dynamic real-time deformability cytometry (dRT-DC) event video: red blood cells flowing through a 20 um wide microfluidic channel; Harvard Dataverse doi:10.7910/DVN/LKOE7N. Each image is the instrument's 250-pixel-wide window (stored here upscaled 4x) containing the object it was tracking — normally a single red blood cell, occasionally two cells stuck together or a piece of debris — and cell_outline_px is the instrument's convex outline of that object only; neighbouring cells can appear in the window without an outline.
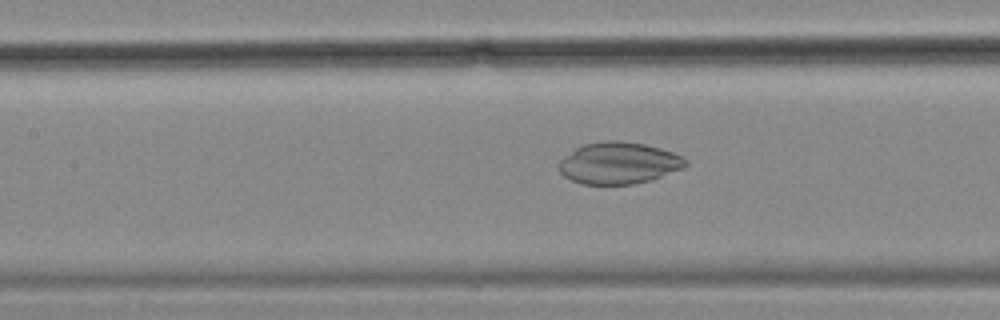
{"species": "common noctule bat (a hibernating species)", "species_latin": "Nyctalus noctula", "temperature_condition": "cold", "stored_images_in_passage": 57, "camera_frame_rate_fps": 3000, "um_per_image_px": 0.085, "animal": {"sex": "female", "body_mass_g": 18.4}, "frame": {"image": 1, "passage_image": 25, "time_ms": 8.0, "image_size_px": [1000, 320], "cell_outline_px": [[688, 164], [684, 168], [652, 180], [632, 184], [580, 184], [564, 176], [560, 172], [556, 164], [564, 156], [576, 148], [584, 144], [604, 140], [620, 140], [644, 144], [660, 148], [684, 156], [688, 160]], "centroid_in_image_um": [52.6, 13.86], "position_along_channel_um": 154.8, "area_um2": 31.15}}
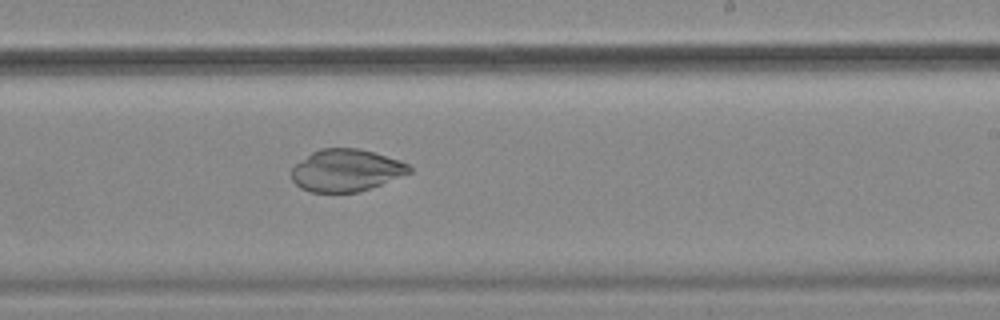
{"frame": {"image": 2, "passage_image": 34, "time_ms": 11.0, "image_size_px": [1000, 320], "cell_outline_px": [[412, 172], [380, 184], [356, 192], [312, 192], [300, 188], [292, 180], [292, 168], [296, 164], [312, 152], [320, 148], [356, 148], [372, 152], [400, 160], [408, 164], [412, 168]], "centroid_in_image_um": [29.41, 14.47], "position_along_channel_um": 259.6, "area_um2": 28.61}}
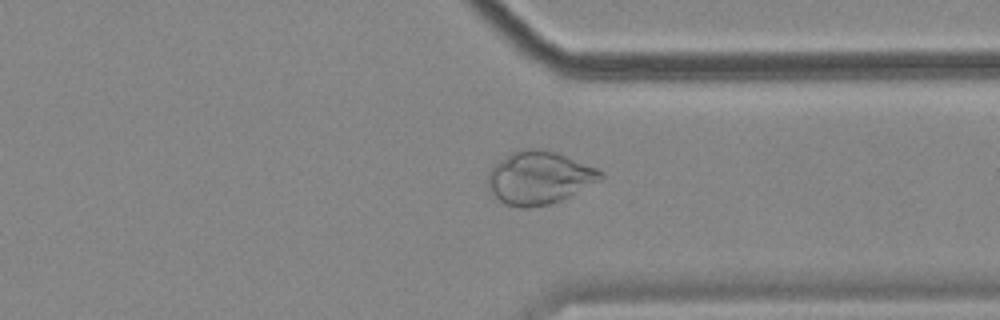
{"frame": {"image": 3, "passage_image": 43, "time_ms": 14.0, "image_size_px": [1000, 320], "cell_outline_px": [[604, 180], [560, 200], [548, 204], [528, 208], [520, 208], [504, 204], [492, 192], [488, 184], [488, 172], [500, 160], [512, 152], [528, 148], [540, 148], [556, 152], [596, 168], [604, 176]], "centroid_in_image_um": [45.85, 15.11], "position_along_channel_um": 365.6, "area_um2": 34.51}}